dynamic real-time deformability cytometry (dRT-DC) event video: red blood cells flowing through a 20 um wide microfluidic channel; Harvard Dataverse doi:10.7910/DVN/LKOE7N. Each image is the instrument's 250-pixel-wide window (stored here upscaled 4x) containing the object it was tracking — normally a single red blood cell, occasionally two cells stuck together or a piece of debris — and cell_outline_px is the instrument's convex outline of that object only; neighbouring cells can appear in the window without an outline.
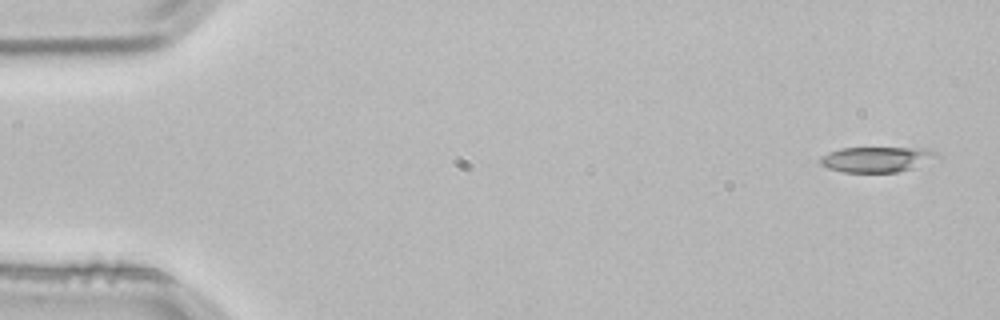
{"species": "common noctule bat (a hibernating species)", "species_latin": "Nyctalus noctula", "temperature_condition": "room temperature", "stored_images_in_passage": 4, "camera_frame_rate_fps": 3000, "um_per_image_px": 0.085, "animal": {"sex": "male", "body_mass_g": 21.5, "forearm_length_mm": 52.0}, "frame": {"image": 1, "passage_image": 1, "time_ms": 0.0, "image_size_px": [1000, 320], "cell_outline_px": [[940, 160], [912, 168], [896, 172], [844, 172], [828, 168], [820, 164], [820, 156], [828, 152], [840, 148], [928, 148], [936, 152], [940, 156]], "centroid_in_image_um": [74.59, 13.54], "position_along_channel_um": 10.4, "area_um2": 17.57}}
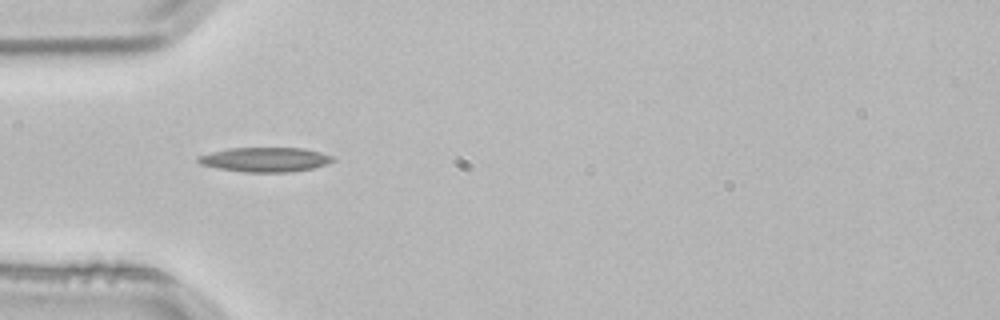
{"frame": {"image": 2, "passage_image": 4, "time_ms": 1.0, "image_size_px": [1000, 320], "cell_outline_px": [[336, 160], [312, 168], [288, 172], [244, 172], [220, 168], [200, 164], [196, 160], [196, 156], [228, 148], [304, 148], [320, 152], [332, 156]], "centroid_in_image_um": [22.51, 13.56], "position_along_channel_um": 62.5, "area_um2": 19.07}}